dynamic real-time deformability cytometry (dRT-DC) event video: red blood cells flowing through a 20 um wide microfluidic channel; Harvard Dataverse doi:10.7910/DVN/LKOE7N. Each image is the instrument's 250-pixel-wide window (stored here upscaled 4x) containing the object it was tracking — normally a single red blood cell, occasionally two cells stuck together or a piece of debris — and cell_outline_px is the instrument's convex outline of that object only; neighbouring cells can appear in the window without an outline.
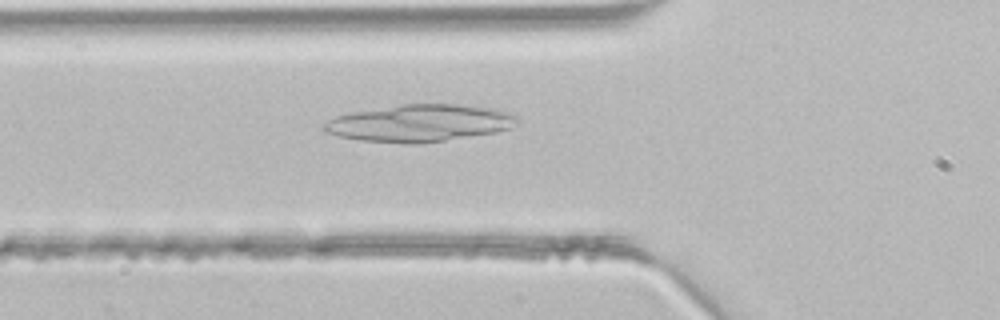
{"species": "common noctule bat (a hibernating species)", "species_latin": "Nyctalus noctula", "temperature_condition": "room temperature", "stored_images_in_passage": 3, "camera_frame_rate_fps": 3000, "um_per_image_px": 0.085, "animal": {"sex": "male", "body_mass_g": 21.5, "forearm_length_mm": 52.0}, "frame": {"image": 1, "passage_image": 3, "time_ms": 0.667, "image_size_px": [1000, 320], "cell_outline_px": [[520, 120], [516, 124], [508, 128], [496, 132], [420, 144], [404, 144], [360, 140], [340, 136], [324, 132], [320, 128], [320, 124], [336, 116], [352, 112], [400, 104], [460, 104], [492, 108], [512, 112]], "centroid_in_image_um": [35.64, 10.46], "position_along_channel_um": 90.2, "area_um2": 42.14}}